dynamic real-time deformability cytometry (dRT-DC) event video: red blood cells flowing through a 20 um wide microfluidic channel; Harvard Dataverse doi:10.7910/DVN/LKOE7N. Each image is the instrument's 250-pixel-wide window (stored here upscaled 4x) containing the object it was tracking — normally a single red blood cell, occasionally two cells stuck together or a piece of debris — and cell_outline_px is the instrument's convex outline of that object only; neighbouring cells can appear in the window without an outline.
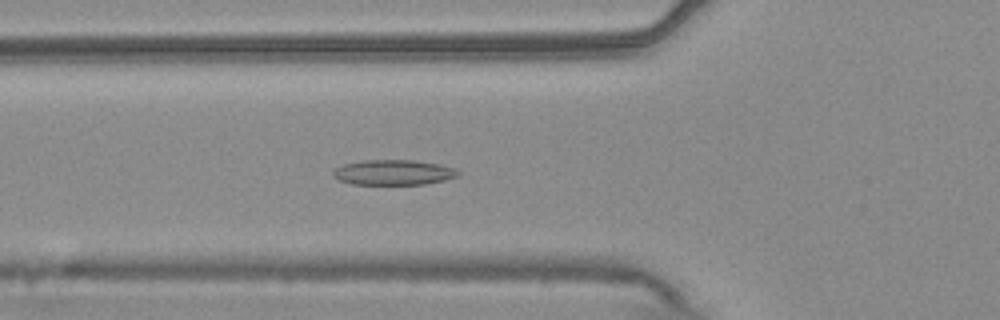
{"species": "common noctule bat (a hibernating species)", "species_latin": "Nyctalus noctula", "temperature_condition": "warm", "stored_images_in_passage": 47, "camera_frame_rate_fps": 3000, "um_per_image_px": 0.085, "animal": {"sex": "male", "body_mass_g": 20.4}, "frame": {"image": 1, "passage_image": 13, "time_ms": 4.0, "image_size_px": [1000, 320], "cell_outline_px": [[460, 176], [444, 180], [424, 184], [352, 184], [340, 180], [332, 176], [332, 172], [336, 168], [344, 164], [364, 160], [412, 160], [440, 164], [456, 168], [460, 172]], "centroid_in_image_um": [33.48, 14.65], "position_along_channel_um": 92.3, "area_um2": 18.38}}
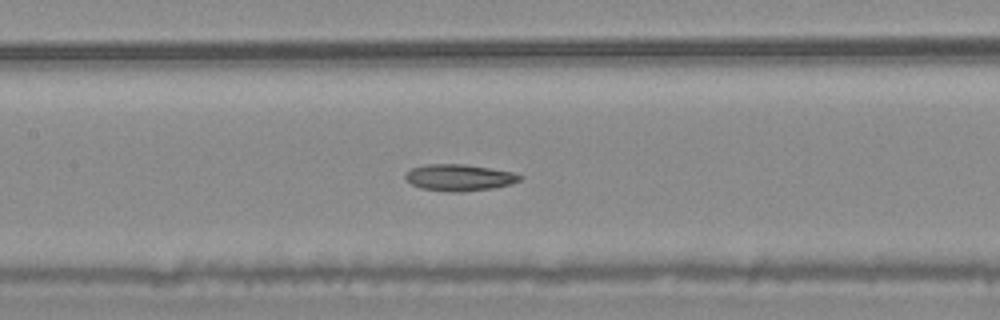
{"frame": {"image": 2, "passage_image": 19, "time_ms": 6.0, "image_size_px": [1000, 320], "cell_outline_px": [[524, 176], [520, 180], [512, 184], [492, 188], [460, 192], [452, 192], [420, 188], [412, 184], [404, 176], [412, 168], [428, 164], [464, 164], [512, 172]], "centroid_in_image_um": [39.06, 15.09], "position_along_channel_um": 168.3, "area_um2": 17.51}}
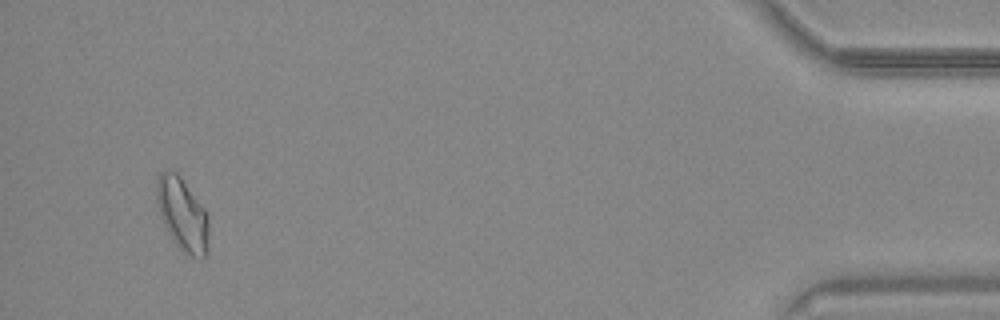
{"frame": {"image": 3, "passage_image": 45, "time_ms": 14.667, "image_size_px": [1000, 320], "cell_outline_px": [[208, 252], [204, 260], [200, 260], [180, 252], [172, 240], [164, 224], [156, 204], [156, 184], [160, 172], [164, 168], [176, 172], [180, 176], [208, 212]], "centroid_in_image_um": [15.52, 18.26], "position_along_channel_um": 419.7, "area_um2": 22.83}}